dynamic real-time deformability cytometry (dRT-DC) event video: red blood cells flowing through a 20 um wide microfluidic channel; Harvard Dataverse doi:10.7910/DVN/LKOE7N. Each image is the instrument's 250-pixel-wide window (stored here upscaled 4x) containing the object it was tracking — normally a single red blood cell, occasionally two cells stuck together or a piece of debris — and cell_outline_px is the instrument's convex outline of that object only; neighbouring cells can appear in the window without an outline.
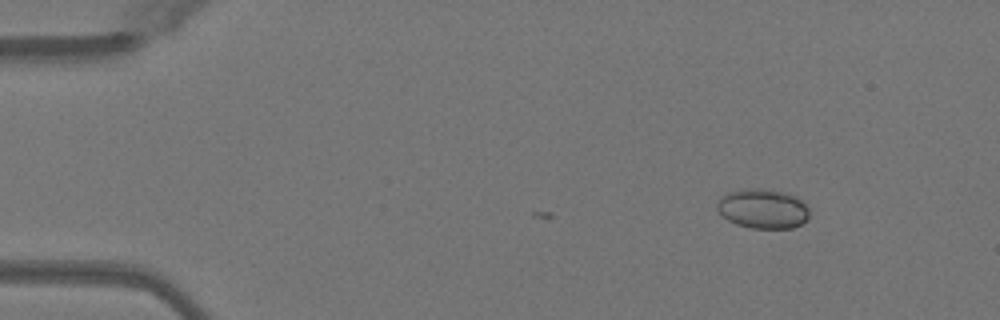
{"species": "Egyptian fruit bat (a non-hibernating species)", "species_latin": "Rousettus aegyptiacus", "temperature_condition": "warm", "stored_images_in_passage": 2, "camera_frame_rate_fps": 3000, "um_per_image_px": 0.085, "animal": {"sex": "female"}, "frame": {"image": 1, "passage_image": 2, "time_ms": 0.333, "image_size_px": [1000, 320], "cell_outline_px": [[808, 220], [792, 228], [752, 228], [736, 224], [728, 220], [716, 208], [716, 204], [728, 192], [748, 188], [760, 188], [784, 192], [796, 196], [808, 208]], "centroid_in_image_um": [64.85, 17.74], "position_along_channel_um": 20.1, "area_um2": 21.1}}